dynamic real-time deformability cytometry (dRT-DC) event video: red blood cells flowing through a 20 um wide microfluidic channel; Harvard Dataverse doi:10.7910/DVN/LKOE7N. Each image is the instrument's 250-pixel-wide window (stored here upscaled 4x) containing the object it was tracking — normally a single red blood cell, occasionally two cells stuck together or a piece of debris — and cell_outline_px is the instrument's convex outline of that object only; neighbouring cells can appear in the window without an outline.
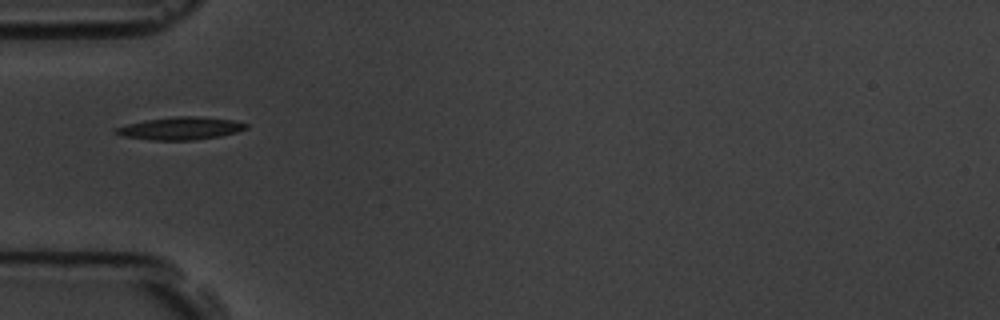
{"species": "common noctule bat (a hibernating species)", "species_latin": "Nyctalus noctula", "temperature_condition": "room temperature", "stored_images_in_passage": 2, "camera_frame_rate_fps": 3000, "um_per_image_px": 0.085, "animal": {"sex": "male", "body_mass_g": 19.5, "forearm_length_mm": 54.6}, "frame": {"image": 1, "passage_image": 1, "time_ms": 0.0, "image_size_px": [1000, 320], "cell_outline_px": [[248, 128], [236, 132], [220, 136], [192, 140], [152, 140], [120, 136], [112, 132], [112, 128], [144, 120], [176, 116], [196, 116], [236, 120], [248, 124]], "centroid_in_image_um": [15.3, 10.91], "position_along_channel_um": 69.7, "area_um2": 17.4}}
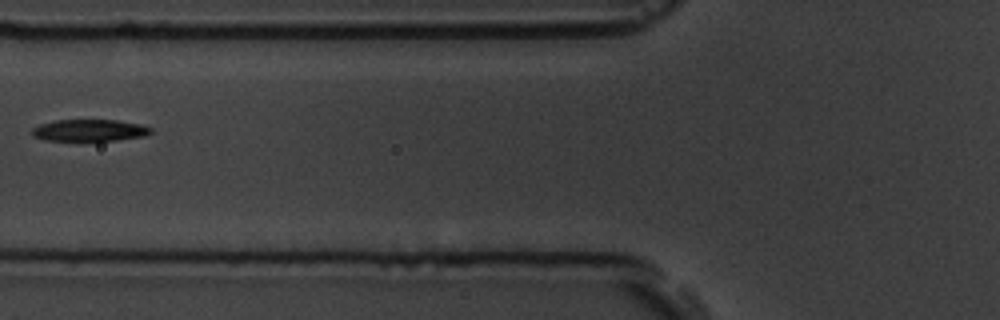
{"frame": {"image": 2, "passage_image": 2, "time_ms": 1.333, "image_size_px": [1000, 320], "cell_outline_px": [[152, 132], [144, 136], [116, 140], [44, 140], [32, 136], [28, 132], [32, 128], [40, 124], [56, 120], [116, 120], [140, 124], [152, 128]], "centroid_in_image_um": [7.56, 11.07], "position_along_channel_um": 118.2, "area_um2": 15.09}}